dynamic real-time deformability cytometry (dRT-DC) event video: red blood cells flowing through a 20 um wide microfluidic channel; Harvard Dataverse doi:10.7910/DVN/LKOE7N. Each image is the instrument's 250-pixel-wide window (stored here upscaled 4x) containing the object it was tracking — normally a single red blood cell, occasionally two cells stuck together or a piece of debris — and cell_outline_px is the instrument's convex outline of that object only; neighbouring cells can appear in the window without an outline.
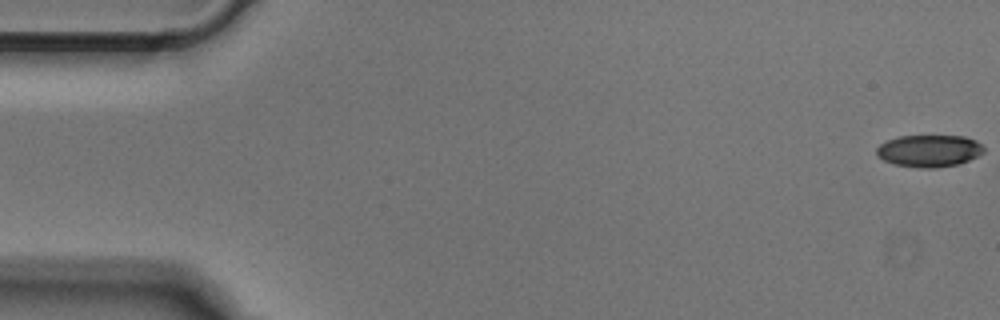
{"species": "Egyptian fruit bat (a non-hibernating species)", "species_latin": "Rousettus aegyptiacus", "temperature_condition": "cold", "stored_images_in_passage": 51, "camera_frame_rate_fps": 3000, "um_per_image_px": 0.085, "animal": {"sex": "male"}, "frame": {"image": 1, "passage_image": 1, "time_ms": 0.0, "image_size_px": [1000, 320], "cell_outline_px": [[984, 152], [968, 160], [956, 164], [936, 168], [920, 168], [896, 164], [884, 160], [876, 156], [876, 148], [880, 144], [888, 140], [900, 136], [964, 136], [976, 140], [984, 148]], "centroid_in_image_um": [78.96, 12.82], "position_along_channel_um": 6.0, "area_um2": 19.88}}
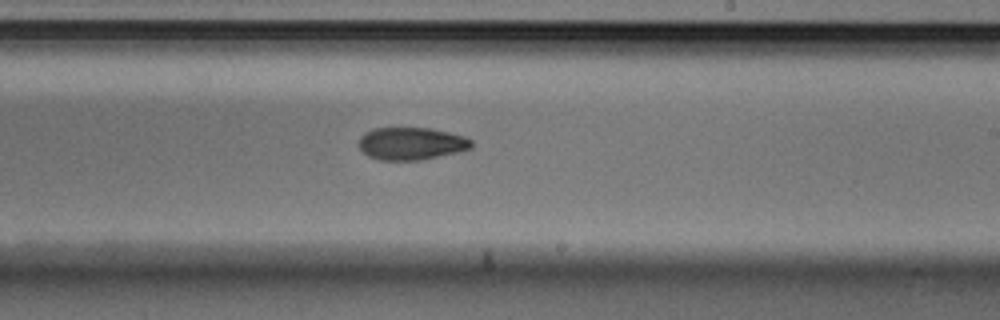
{"frame": {"image": 2, "passage_image": 30, "time_ms": 9.667, "image_size_px": [1000, 320], "cell_outline_px": [[472, 148], [460, 152], [420, 160], [380, 160], [368, 156], [360, 148], [360, 136], [364, 132], [372, 128], [428, 128], [448, 132], [464, 136], [472, 140]], "centroid_in_image_um": [34.97, 12.2], "position_along_channel_um": 254.0, "area_um2": 21.39}}
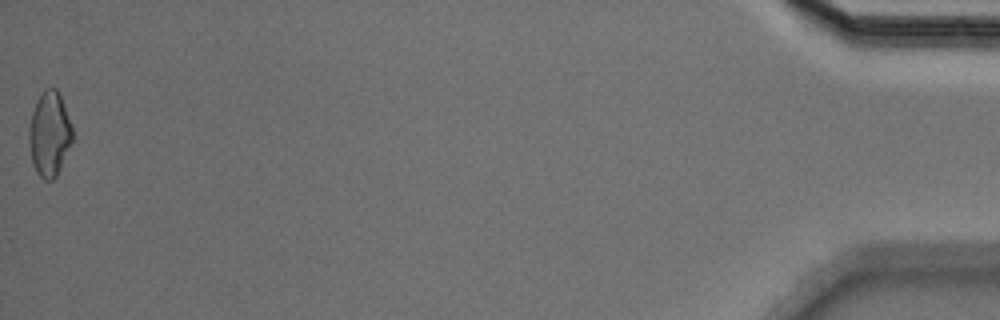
{"frame": {"image": 3, "passage_image": 51, "time_ms": 16.667, "image_size_px": [1000, 320], "cell_outline_px": [[72, 140], [56, 176], [52, 180], [44, 180], [36, 172], [32, 164], [28, 140], [28, 128], [32, 112], [36, 100], [44, 88], [56, 88], [60, 92], [72, 128]], "centroid_in_image_um": [4.17, 11.36], "position_along_channel_um": 431.0, "area_um2": 21.5}}